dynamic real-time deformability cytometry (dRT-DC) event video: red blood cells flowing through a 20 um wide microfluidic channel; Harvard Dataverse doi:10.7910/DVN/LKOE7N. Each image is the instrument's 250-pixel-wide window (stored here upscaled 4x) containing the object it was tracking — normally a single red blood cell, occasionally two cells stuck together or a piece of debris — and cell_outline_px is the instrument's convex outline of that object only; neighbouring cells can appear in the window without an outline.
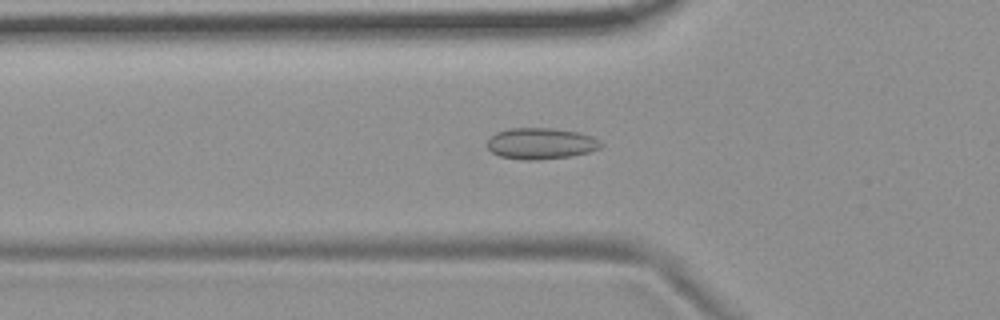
{"species": "common noctule bat (a hibernating species)", "species_latin": "Nyctalus noctula", "temperature_condition": "room temperature", "stored_images_in_passage": 54, "camera_frame_rate_fps": 3000, "um_per_image_px": 0.085, "animal": {"sex": "female", "body_mass_g": 19.9}, "frame": {"image": 1, "passage_image": 17, "time_ms": 5.333, "image_size_px": [1000, 320], "cell_outline_px": [[604, 144], [600, 148], [588, 152], [568, 156], [536, 160], [524, 160], [500, 156], [492, 152], [484, 144], [496, 132], [508, 128], [548, 128], [576, 132], [592, 136], [600, 140]], "centroid_in_image_um": [45.95, 12.19], "position_along_channel_um": 79.9, "area_um2": 20.63}}
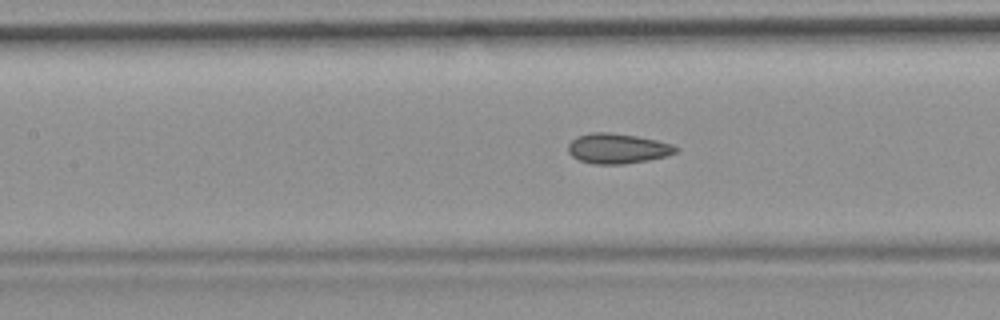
{"frame": {"image": 2, "passage_image": 23, "time_ms": 7.333, "image_size_px": [1000, 320], "cell_outline_px": [[680, 152], [668, 156], [648, 160], [624, 164], [592, 164], [580, 160], [572, 156], [568, 152], [568, 144], [576, 136], [592, 132], [608, 132], [636, 136], [656, 140], [672, 144], [680, 148]], "centroid_in_image_um": [52.52, 12.62], "position_along_channel_um": 154.9, "area_um2": 19.07}}
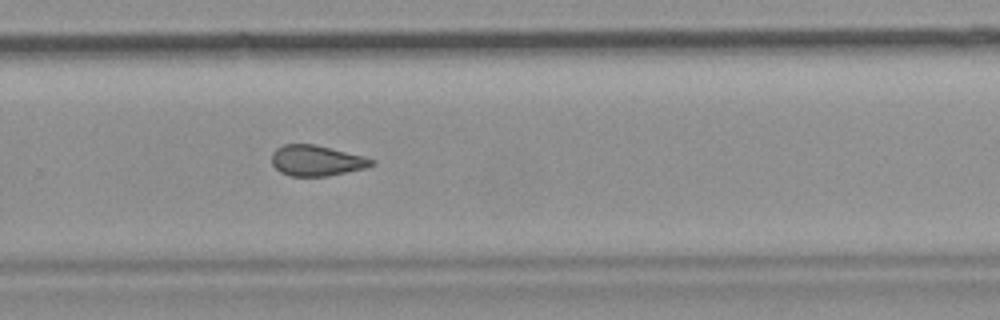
{"frame": {"image": 3, "passage_image": 35, "time_ms": 11.333, "image_size_px": [1000, 320], "cell_outline_px": [[376, 164], [368, 168], [328, 176], [292, 176], [280, 172], [272, 164], [272, 152], [276, 148], [284, 144], [316, 144], [364, 156], [376, 160]], "centroid_in_image_um": [26.95, 13.65], "position_along_channel_um": 302.9, "area_um2": 18.09}, "authors_computed_cell_mechanics": {"area_um2": 18.6694, "velocity_mm_per_s": 3.7181, "shape_relaxation_time_tau1_ms": null, "shape_relaxation_time_tau2_ms": 2.8918, "deformation_change_tau1": null, "deformation_change_tau2": 0.0662}}